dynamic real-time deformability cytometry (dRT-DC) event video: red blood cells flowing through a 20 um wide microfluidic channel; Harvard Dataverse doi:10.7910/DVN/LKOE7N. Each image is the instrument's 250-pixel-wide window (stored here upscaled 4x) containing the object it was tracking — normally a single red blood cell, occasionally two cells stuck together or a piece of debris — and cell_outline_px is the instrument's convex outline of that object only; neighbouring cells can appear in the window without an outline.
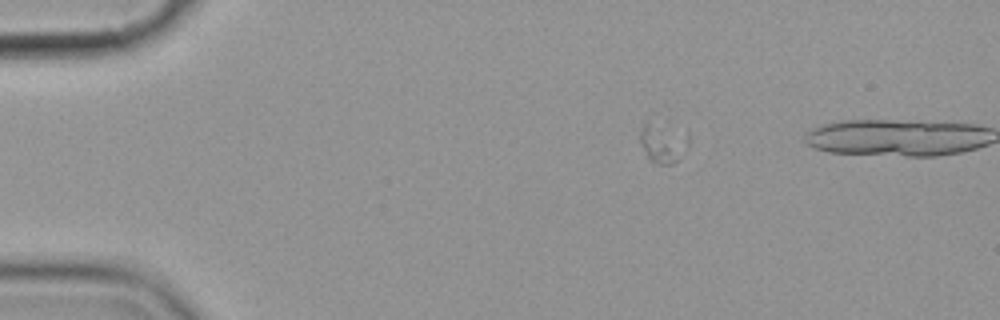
{"species": "common noctule bat (a hibernating species)", "species_latin": "Nyctalus noctula", "temperature_condition": "cold", "stored_images_in_passage": 6, "segment_of_instrument_passage": [2, 2], "camera_frame_rate_fps": 3000, "um_per_image_px": 0.085, "animal": {"sex": "female", "body_mass_g": 19.9}, "frame": {"image": 1, "passage_image": 6, "time_ms": 6.667, "image_size_px": [1000, 320], "cell_outline_px": [[688, 148], [672, 164], [656, 164], [648, 156], [640, 140], [640, 128], [644, 124], [648, 124], [688, 132]], "centroid_in_image_um": [56.39, 12.18], "position_along_channel_um": 28.6, "area_um2": 10.58}}